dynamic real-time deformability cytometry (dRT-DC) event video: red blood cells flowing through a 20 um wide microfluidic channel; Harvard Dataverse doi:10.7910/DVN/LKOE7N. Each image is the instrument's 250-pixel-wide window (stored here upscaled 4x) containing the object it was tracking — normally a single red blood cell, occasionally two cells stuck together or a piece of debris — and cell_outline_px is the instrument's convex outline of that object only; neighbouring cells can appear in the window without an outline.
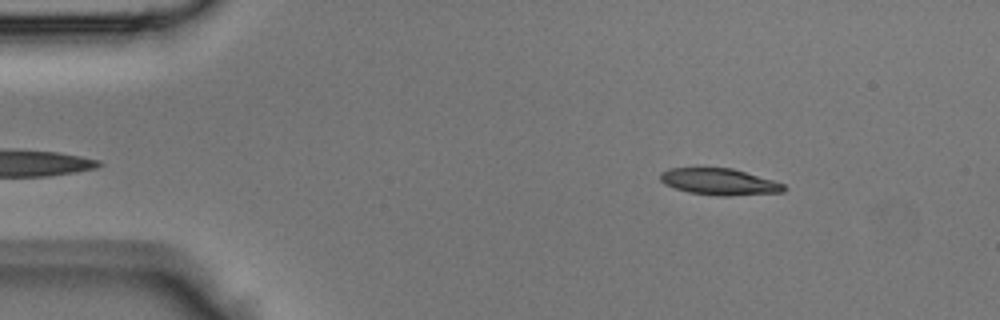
{"species": "Egyptian fruit bat (a non-hibernating species)", "species_latin": "Rousettus aegyptiacus", "temperature_condition": "room temperature", "stored_images_in_passage": 40, "camera_frame_rate_fps": 3000, "um_per_image_px": 0.085, "animal": {"sex": "male"}, "frame": {"image": 1, "passage_image": 3, "time_ms": 0.667, "image_size_px": [1000, 320], "cell_outline_px": [[788, 188], [784, 192], [728, 196], [716, 196], [688, 192], [664, 184], [660, 180], [660, 172], [668, 168], [732, 168], [772, 180], [784, 184]], "centroid_in_image_um": [61.14, 15.45], "position_along_channel_um": 23.9, "area_um2": 19.13}}
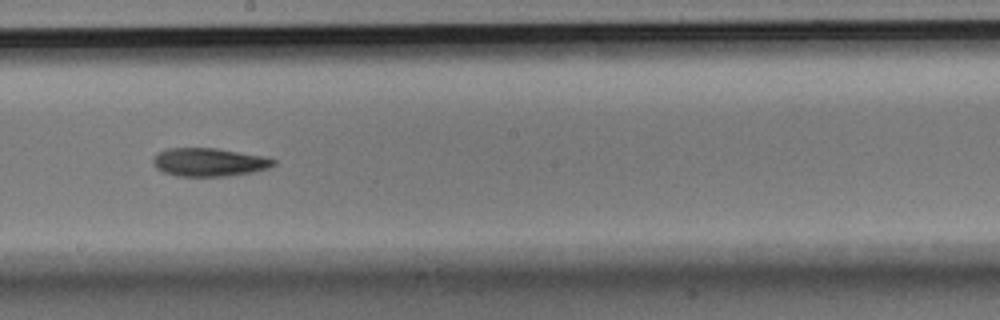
{"frame": {"image": 2, "passage_image": 21, "time_ms": 6.667, "image_size_px": [1000, 320], "cell_outline_px": [[276, 164], [268, 168], [252, 172], [228, 176], [176, 176], [164, 172], [156, 168], [152, 160], [160, 152], [168, 148], [216, 148], [260, 156], [276, 160]], "centroid_in_image_um": [17.76, 13.79], "position_along_channel_um": 230.4, "area_um2": 19.59}}
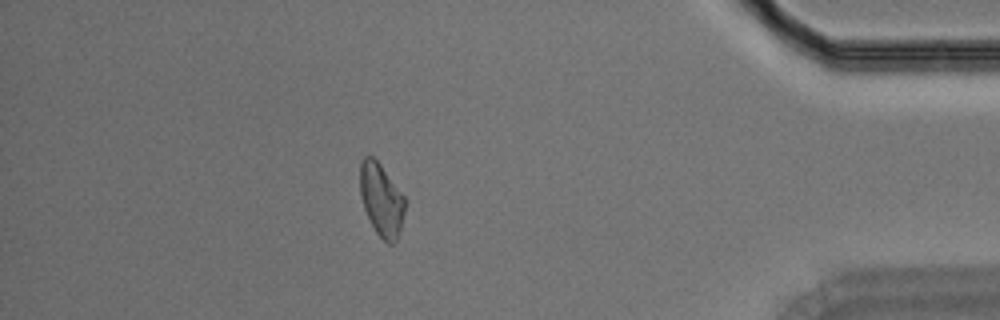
{"frame": {"image": 3, "passage_image": 35, "time_ms": 11.333, "image_size_px": [1000, 320], "cell_outline_px": [[404, 212], [400, 228], [396, 240], [392, 244], [388, 244], [376, 232], [364, 208], [360, 196], [360, 164], [364, 156], [372, 156], [380, 164], [404, 196]], "centroid_in_image_um": [32.4, 16.96], "position_along_channel_um": 402.8, "area_um2": 18.61}}